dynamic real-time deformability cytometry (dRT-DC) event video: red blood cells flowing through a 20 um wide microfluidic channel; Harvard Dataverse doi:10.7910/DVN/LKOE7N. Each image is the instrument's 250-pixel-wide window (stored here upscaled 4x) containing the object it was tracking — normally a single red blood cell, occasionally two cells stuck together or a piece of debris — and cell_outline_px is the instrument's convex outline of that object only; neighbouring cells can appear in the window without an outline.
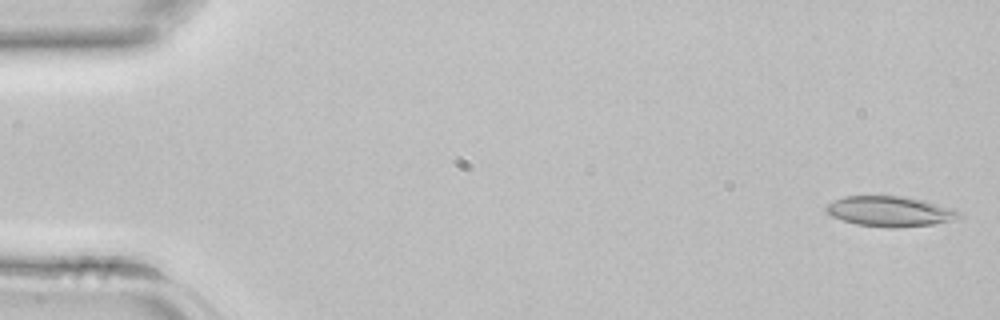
{"species": "common noctule bat (a hibernating species)", "species_latin": "Nyctalus noctula", "temperature_condition": "room temperature", "stored_images_in_passage": 42, "camera_frame_rate_fps": 3000, "um_per_image_px": 0.085, "animal": {"sex": "female", "body_mass_g": 22.7, "forearm_length_mm": 54.2}, "frame": {"image": 1, "passage_image": 1, "time_ms": 0.0, "image_size_px": [1000, 320], "cell_outline_px": [[960, 216], [948, 220], [932, 224], [900, 228], [884, 228], [856, 224], [832, 216], [824, 208], [828, 204], [844, 196], [908, 196], [924, 200], [960, 212]], "centroid_in_image_um": [75.59, 17.97], "position_along_channel_um": 9.4, "area_um2": 23.12}}
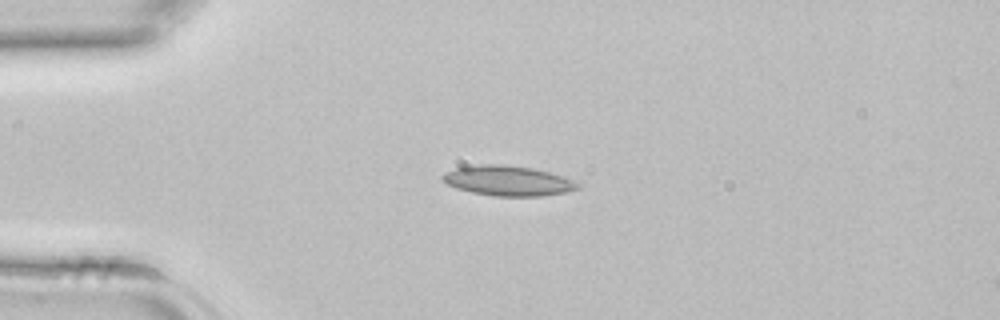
{"frame": {"image": 2, "passage_image": 10, "time_ms": 3.0, "image_size_px": [1000, 320], "cell_outline_px": [[580, 188], [564, 192], [540, 196], [496, 196], [472, 192], [456, 188], [440, 180], [440, 176], [444, 172], [456, 168], [480, 164], [504, 164], [532, 168], [548, 172], [576, 180], [580, 184]], "centroid_in_image_um": [43.16, 15.36], "position_along_channel_um": 41.8, "area_um2": 23.7}}
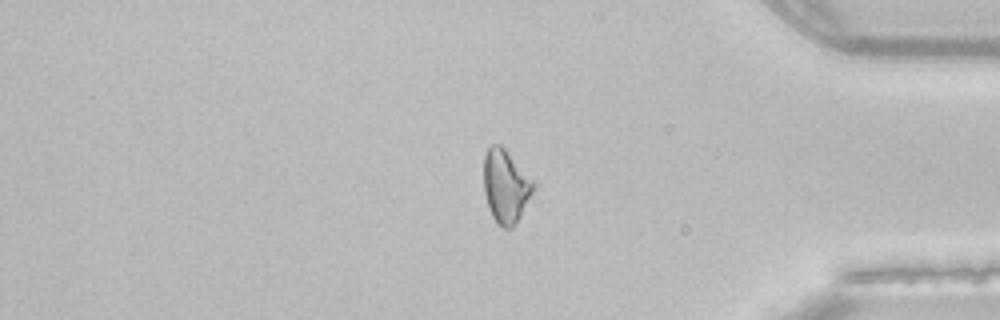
{"frame": {"image": 3, "passage_image": 35, "time_ms": 11.333, "image_size_px": [1000, 320], "cell_outline_px": [[536, 184], [520, 216], [512, 228], [504, 228], [496, 224], [488, 208], [484, 192], [484, 156], [488, 148], [492, 144], [500, 144], [504, 148]], "centroid_in_image_um": [42.95, 15.84], "position_along_channel_um": 392.2, "area_um2": 20.92}}